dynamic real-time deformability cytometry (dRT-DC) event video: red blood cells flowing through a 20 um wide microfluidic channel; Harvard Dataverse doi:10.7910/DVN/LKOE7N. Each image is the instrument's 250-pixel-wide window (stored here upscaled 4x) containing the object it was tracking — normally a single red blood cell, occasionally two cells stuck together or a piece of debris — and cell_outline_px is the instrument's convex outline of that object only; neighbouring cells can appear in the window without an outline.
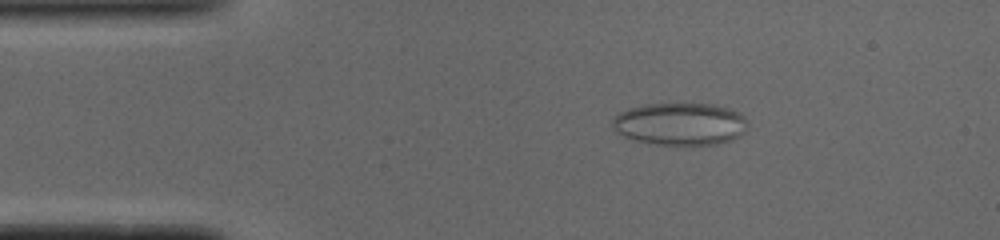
{"species": "common noctule bat (a hibernating species)", "species_latin": "Nyctalus noctula", "temperature_condition": "cold", "stored_images_in_passage": 44, "camera_frame_rate_fps": 3000, "um_per_image_px": 0.085, "animal": {"sex": "male", "body_mass_g": 19.0, "forearm_length_mm": 50.8}, "frame": {"image": 1, "passage_image": 1, "time_ms": 0.0, "image_size_px": [1000, 240], "cell_outline_px": [[748, 124], [744, 132], [740, 136], [732, 140], [716, 144], [656, 144], [636, 140], [624, 136], [616, 132], [612, 128], [612, 120], [620, 112], [628, 108], [644, 104], [716, 104], [728, 108], [744, 116]], "centroid_in_image_um": [57.81, 10.53], "position_along_channel_um": 27.2, "area_um2": 33.35}}
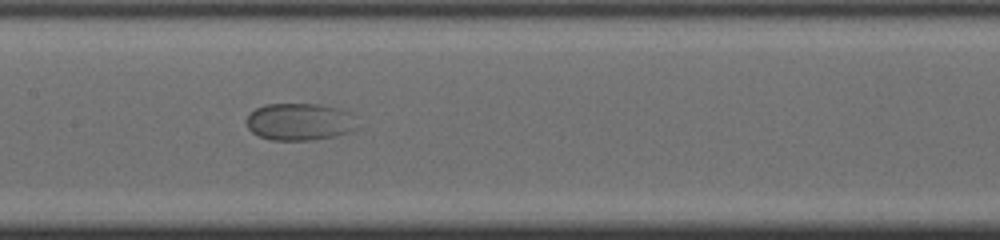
{"frame": {"image": 2, "passage_image": 17, "time_ms": 5.333, "image_size_px": [1000, 240], "cell_outline_px": [[356, 128], [336, 136], [312, 140], [272, 140], [260, 136], [252, 132], [248, 128], [248, 116], [256, 108], [264, 104], [320, 104], [336, 108], [348, 112]], "centroid_in_image_um": [25.42, 10.35], "position_along_channel_um": 182.0, "area_um2": 23.52}}
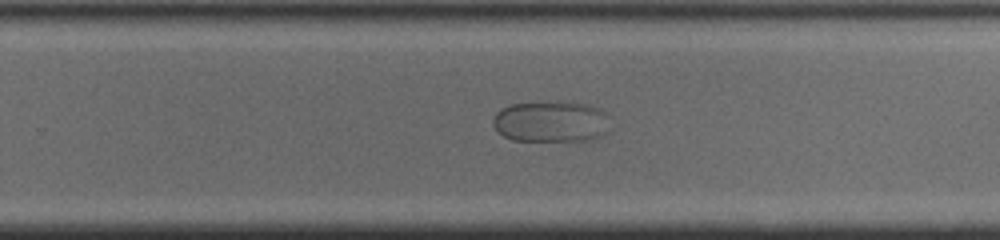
{"frame": {"image": 3, "passage_image": 25, "time_ms": 8.0, "image_size_px": [1000, 240], "cell_outline_px": [[604, 132], [588, 140], [512, 140], [504, 136], [492, 124], [492, 120], [496, 112], [500, 108], [512, 104], [588, 104], [600, 108], [604, 112]], "centroid_in_image_um": [46.72, 10.35], "position_along_channel_um": 283.1, "area_um2": 26.65}}